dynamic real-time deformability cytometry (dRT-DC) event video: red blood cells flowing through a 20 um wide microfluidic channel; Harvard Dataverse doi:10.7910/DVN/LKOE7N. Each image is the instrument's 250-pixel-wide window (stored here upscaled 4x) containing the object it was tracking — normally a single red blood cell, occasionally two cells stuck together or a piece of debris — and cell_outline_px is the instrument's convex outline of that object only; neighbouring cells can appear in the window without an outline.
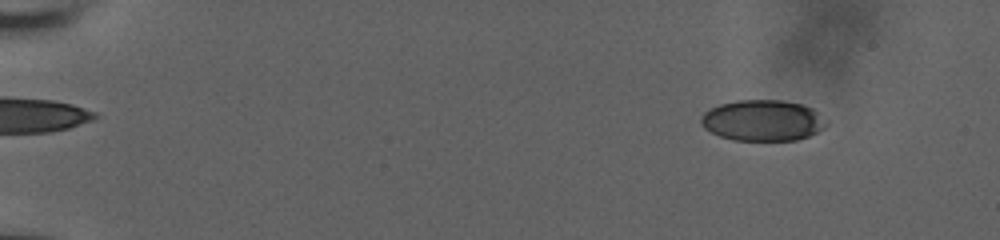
{"species": "human", "species_latin": "Homo sapiens", "temperature_condition": "room temperature", "stored_images_in_passage": 20, "camera_frame_rate_fps": 3000, "um_per_image_px": 0.085, "donor": {"sex": "male"}, "frame": {"image": 1, "passage_image": 3, "time_ms": 0.667, "image_size_px": [1000, 240], "cell_outline_px": [[828, 124], [824, 128], [808, 136], [796, 140], [732, 140], [720, 136], [704, 128], [700, 124], [700, 116], [704, 112], [720, 104], [736, 100], [780, 100], [800, 104], [812, 108], [828, 120]], "centroid_in_image_um": [64.83, 10.24], "position_along_channel_um": 20.2, "area_um2": 30.0}}
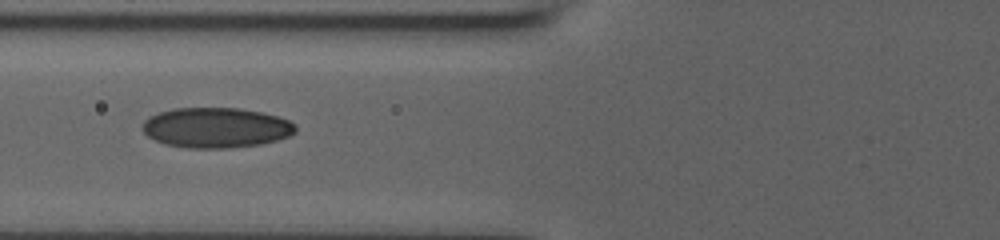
{"frame": {"image": 2, "passage_image": 13, "time_ms": 4.0, "image_size_px": [1000, 240], "cell_outline_px": [[296, 132], [288, 136], [276, 140], [260, 144], [228, 148], [188, 148], [164, 144], [148, 136], [140, 128], [144, 120], [148, 116], [160, 112], [176, 108], [240, 108], [260, 112], [276, 116], [288, 120], [296, 124]], "centroid_in_image_um": [18.34, 10.85], "position_along_channel_um": 107.5, "area_um2": 35.89}}
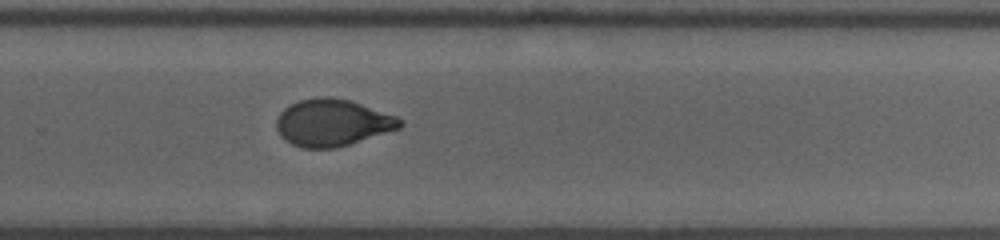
{"frame": {"image": 3, "passage_image": 20, "time_ms": 6.333, "image_size_px": [1000, 240], "cell_outline_px": [[404, 124], [400, 128], [336, 148], [300, 148], [284, 140], [280, 136], [276, 128], [276, 120], [280, 112], [284, 108], [300, 100], [320, 96], [328, 96], [348, 100], [396, 116], [404, 120]], "centroid_in_image_um": [28.23, 10.43], "position_along_channel_um": 301.6, "area_um2": 33.7}}